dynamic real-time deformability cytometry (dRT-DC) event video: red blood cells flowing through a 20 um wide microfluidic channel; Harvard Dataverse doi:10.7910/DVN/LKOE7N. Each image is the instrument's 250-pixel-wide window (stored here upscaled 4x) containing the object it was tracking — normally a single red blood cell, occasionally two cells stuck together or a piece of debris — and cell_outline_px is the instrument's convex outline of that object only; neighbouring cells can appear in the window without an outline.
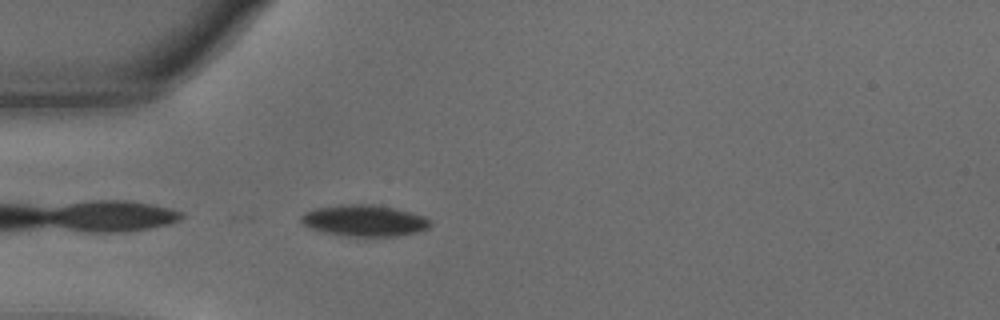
{"species": "common noctule bat (a hibernating species)", "species_latin": "Nyctalus noctula", "temperature_condition": "warm", "stored_images_in_passage": 6, "camera_frame_rate_fps": 3000, "um_per_image_px": 0.085, "animal": {"sex": "male", "body_mass_g": 15.6}, "frame": {"image": 1, "passage_image": 2, "time_ms": 0.333, "image_size_px": [1000, 320], "cell_outline_px": [[432, 224], [428, 228], [416, 232], [396, 236], [344, 236], [324, 232], [308, 228], [300, 220], [300, 216], [304, 212], [316, 208], [344, 204], [372, 204], [392, 208], [424, 216], [432, 220]], "centroid_in_image_um": [30.94, 18.75], "position_along_channel_um": 54.1, "area_um2": 23.58}}